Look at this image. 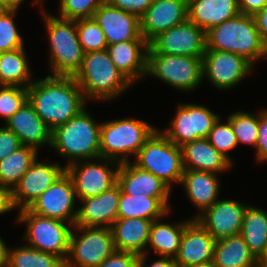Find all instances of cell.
<instances>
[{
  "label": "cell",
  "instance_id": "277c9868",
  "mask_svg": "<svg viewBox=\"0 0 267 267\" xmlns=\"http://www.w3.org/2000/svg\"><path fill=\"white\" fill-rule=\"evenodd\" d=\"M100 126L87 109L52 131L51 147L68 164L100 158Z\"/></svg>",
  "mask_w": 267,
  "mask_h": 267
},
{
  "label": "cell",
  "instance_id": "30bf717a",
  "mask_svg": "<svg viewBox=\"0 0 267 267\" xmlns=\"http://www.w3.org/2000/svg\"><path fill=\"white\" fill-rule=\"evenodd\" d=\"M73 230L80 231V234L77 235ZM114 251L111 228L74 225L65 267H97Z\"/></svg>",
  "mask_w": 267,
  "mask_h": 267
},
{
  "label": "cell",
  "instance_id": "7dc6e473",
  "mask_svg": "<svg viewBox=\"0 0 267 267\" xmlns=\"http://www.w3.org/2000/svg\"><path fill=\"white\" fill-rule=\"evenodd\" d=\"M16 209L12 189L0 185V215Z\"/></svg>",
  "mask_w": 267,
  "mask_h": 267
},
{
  "label": "cell",
  "instance_id": "836d02e7",
  "mask_svg": "<svg viewBox=\"0 0 267 267\" xmlns=\"http://www.w3.org/2000/svg\"><path fill=\"white\" fill-rule=\"evenodd\" d=\"M38 150L22 145L15 152L0 160V185L14 189L21 177L36 160Z\"/></svg>",
  "mask_w": 267,
  "mask_h": 267
},
{
  "label": "cell",
  "instance_id": "7c38bea8",
  "mask_svg": "<svg viewBox=\"0 0 267 267\" xmlns=\"http://www.w3.org/2000/svg\"><path fill=\"white\" fill-rule=\"evenodd\" d=\"M177 108L170 126L162 133L179 147L197 139L207 138L220 117L203 105L179 103Z\"/></svg>",
  "mask_w": 267,
  "mask_h": 267
},
{
  "label": "cell",
  "instance_id": "f907efd6",
  "mask_svg": "<svg viewBox=\"0 0 267 267\" xmlns=\"http://www.w3.org/2000/svg\"><path fill=\"white\" fill-rule=\"evenodd\" d=\"M23 1L24 0H0V9L18 10ZM33 1L35 4L41 3V0H33Z\"/></svg>",
  "mask_w": 267,
  "mask_h": 267
},
{
  "label": "cell",
  "instance_id": "44dd1931",
  "mask_svg": "<svg viewBox=\"0 0 267 267\" xmlns=\"http://www.w3.org/2000/svg\"><path fill=\"white\" fill-rule=\"evenodd\" d=\"M121 187L116 184L101 194L80 199L75 226H96L110 228L117 219Z\"/></svg>",
  "mask_w": 267,
  "mask_h": 267
},
{
  "label": "cell",
  "instance_id": "e0dca14e",
  "mask_svg": "<svg viewBox=\"0 0 267 267\" xmlns=\"http://www.w3.org/2000/svg\"><path fill=\"white\" fill-rule=\"evenodd\" d=\"M248 205L240 200H217L196 220L217 241L240 234L244 213Z\"/></svg>",
  "mask_w": 267,
  "mask_h": 267
},
{
  "label": "cell",
  "instance_id": "c3c4849f",
  "mask_svg": "<svg viewBox=\"0 0 267 267\" xmlns=\"http://www.w3.org/2000/svg\"><path fill=\"white\" fill-rule=\"evenodd\" d=\"M239 2L240 12L247 15H254L267 4V0H239Z\"/></svg>",
  "mask_w": 267,
  "mask_h": 267
},
{
  "label": "cell",
  "instance_id": "7a4b0ae2",
  "mask_svg": "<svg viewBox=\"0 0 267 267\" xmlns=\"http://www.w3.org/2000/svg\"><path fill=\"white\" fill-rule=\"evenodd\" d=\"M206 50L231 52L244 57L253 66L267 57L253 15L240 13L206 32Z\"/></svg>",
  "mask_w": 267,
  "mask_h": 267
},
{
  "label": "cell",
  "instance_id": "ac0fdd59",
  "mask_svg": "<svg viewBox=\"0 0 267 267\" xmlns=\"http://www.w3.org/2000/svg\"><path fill=\"white\" fill-rule=\"evenodd\" d=\"M187 18V0H154L140 17L141 35L150 43L160 33Z\"/></svg>",
  "mask_w": 267,
  "mask_h": 267
},
{
  "label": "cell",
  "instance_id": "6da1fadb",
  "mask_svg": "<svg viewBox=\"0 0 267 267\" xmlns=\"http://www.w3.org/2000/svg\"><path fill=\"white\" fill-rule=\"evenodd\" d=\"M28 101L38 116L53 131L79 114L88 102L71 76L47 75L28 87Z\"/></svg>",
  "mask_w": 267,
  "mask_h": 267
},
{
  "label": "cell",
  "instance_id": "5bb4252c",
  "mask_svg": "<svg viewBox=\"0 0 267 267\" xmlns=\"http://www.w3.org/2000/svg\"><path fill=\"white\" fill-rule=\"evenodd\" d=\"M76 198L72 180L64 172L28 209L38 215L68 222L74 226L78 213L75 209Z\"/></svg>",
  "mask_w": 267,
  "mask_h": 267
},
{
  "label": "cell",
  "instance_id": "f546056e",
  "mask_svg": "<svg viewBox=\"0 0 267 267\" xmlns=\"http://www.w3.org/2000/svg\"><path fill=\"white\" fill-rule=\"evenodd\" d=\"M256 262V257L240 234L215 242L212 263L216 267H255Z\"/></svg>",
  "mask_w": 267,
  "mask_h": 267
},
{
  "label": "cell",
  "instance_id": "f35d334b",
  "mask_svg": "<svg viewBox=\"0 0 267 267\" xmlns=\"http://www.w3.org/2000/svg\"><path fill=\"white\" fill-rule=\"evenodd\" d=\"M206 139L232 164H234L228 153L238 146V142L231 123L228 120L227 123H221L220 116L214 123L213 128Z\"/></svg>",
  "mask_w": 267,
  "mask_h": 267
},
{
  "label": "cell",
  "instance_id": "f1b7e54d",
  "mask_svg": "<svg viewBox=\"0 0 267 267\" xmlns=\"http://www.w3.org/2000/svg\"><path fill=\"white\" fill-rule=\"evenodd\" d=\"M169 198L147 197L145 195H128L122 190L118 205L117 219L143 218L157 220L168 215Z\"/></svg>",
  "mask_w": 267,
  "mask_h": 267
},
{
  "label": "cell",
  "instance_id": "9c48e42d",
  "mask_svg": "<svg viewBox=\"0 0 267 267\" xmlns=\"http://www.w3.org/2000/svg\"><path fill=\"white\" fill-rule=\"evenodd\" d=\"M203 57L147 53L146 75L177 90L193 91L203 81Z\"/></svg>",
  "mask_w": 267,
  "mask_h": 267
},
{
  "label": "cell",
  "instance_id": "83f0119b",
  "mask_svg": "<svg viewBox=\"0 0 267 267\" xmlns=\"http://www.w3.org/2000/svg\"><path fill=\"white\" fill-rule=\"evenodd\" d=\"M217 177V174L212 172L184 170L180 184L183 185L190 201L198 208V213L193 219L218 200L220 184Z\"/></svg>",
  "mask_w": 267,
  "mask_h": 267
},
{
  "label": "cell",
  "instance_id": "7402d4cb",
  "mask_svg": "<svg viewBox=\"0 0 267 267\" xmlns=\"http://www.w3.org/2000/svg\"><path fill=\"white\" fill-rule=\"evenodd\" d=\"M145 39L118 42L107 46V51L116 68L134 85L147 73V51Z\"/></svg>",
  "mask_w": 267,
  "mask_h": 267
},
{
  "label": "cell",
  "instance_id": "ba28073f",
  "mask_svg": "<svg viewBox=\"0 0 267 267\" xmlns=\"http://www.w3.org/2000/svg\"><path fill=\"white\" fill-rule=\"evenodd\" d=\"M16 222L26 224L23 236L28 241L26 245L66 260L73 228L71 223L38 215L28 208L19 210Z\"/></svg>",
  "mask_w": 267,
  "mask_h": 267
},
{
  "label": "cell",
  "instance_id": "8d00e7d4",
  "mask_svg": "<svg viewBox=\"0 0 267 267\" xmlns=\"http://www.w3.org/2000/svg\"><path fill=\"white\" fill-rule=\"evenodd\" d=\"M76 28L84 53L107 49L105 35L94 18L76 20Z\"/></svg>",
  "mask_w": 267,
  "mask_h": 267
},
{
  "label": "cell",
  "instance_id": "2e32d148",
  "mask_svg": "<svg viewBox=\"0 0 267 267\" xmlns=\"http://www.w3.org/2000/svg\"><path fill=\"white\" fill-rule=\"evenodd\" d=\"M64 172L65 167L60 163L42 162L36 158L12 190L15 207L19 210L28 208Z\"/></svg>",
  "mask_w": 267,
  "mask_h": 267
},
{
  "label": "cell",
  "instance_id": "d6986e66",
  "mask_svg": "<svg viewBox=\"0 0 267 267\" xmlns=\"http://www.w3.org/2000/svg\"><path fill=\"white\" fill-rule=\"evenodd\" d=\"M215 242L213 236L193 219L182 234L179 251L174 258L176 266L192 267L211 263Z\"/></svg>",
  "mask_w": 267,
  "mask_h": 267
},
{
  "label": "cell",
  "instance_id": "603a6c76",
  "mask_svg": "<svg viewBox=\"0 0 267 267\" xmlns=\"http://www.w3.org/2000/svg\"><path fill=\"white\" fill-rule=\"evenodd\" d=\"M19 138L22 145L39 149L51 147L52 130L38 116L34 106L27 101L5 124Z\"/></svg>",
  "mask_w": 267,
  "mask_h": 267
},
{
  "label": "cell",
  "instance_id": "1f68e13d",
  "mask_svg": "<svg viewBox=\"0 0 267 267\" xmlns=\"http://www.w3.org/2000/svg\"><path fill=\"white\" fill-rule=\"evenodd\" d=\"M24 47L0 52V85L27 88L34 80Z\"/></svg>",
  "mask_w": 267,
  "mask_h": 267
},
{
  "label": "cell",
  "instance_id": "db71d44e",
  "mask_svg": "<svg viewBox=\"0 0 267 267\" xmlns=\"http://www.w3.org/2000/svg\"><path fill=\"white\" fill-rule=\"evenodd\" d=\"M192 267H216V266L211 262L205 265H197V266H192Z\"/></svg>",
  "mask_w": 267,
  "mask_h": 267
},
{
  "label": "cell",
  "instance_id": "ee69618b",
  "mask_svg": "<svg viewBox=\"0 0 267 267\" xmlns=\"http://www.w3.org/2000/svg\"><path fill=\"white\" fill-rule=\"evenodd\" d=\"M105 2L140 18L154 0H105Z\"/></svg>",
  "mask_w": 267,
  "mask_h": 267
},
{
  "label": "cell",
  "instance_id": "b9f144b4",
  "mask_svg": "<svg viewBox=\"0 0 267 267\" xmlns=\"http://www.w3.org/2000/svg\"><path fill=\"white\" fill-rule=\"evenodd\" d=\"M139 255L115 250L97 267H139Z\"/></svg>",
  "mask_w": 267,
  "mask_h": 267
},
{
  "label": "cell",
  "instance_id": "f6af8a7d",
  "mask_svg": "<svg viewBox=\"0 0 267 267\" xmlns=\"http://www.w3.org/2000/svg\"><path fill=\"white\" fill-rule=\"evenodd\" d=\"M22 146L19 138L5 125L0 127V160Z\"/></svg>",
  "mask_w": 267,
  "mask_h": 267
},
{
  "label": "cell",
  "instance_id": "11a10c76",
  "mask_svg": "<svg viewBox=\"0 0 267 267\" xmlns=\"http://www.w3.org/2000/svg\"><path fill=\"white\" fill-rule=\"evenodd\" d=\"M255 267H267V263L257 261Z\"/></svg>",
  "mask_w": 267,
  "mask_h": 267
},
{
  "label": "cell",
  "instance_id": "4316f807",
  "mask_svg": "<svg viewBox=\"0 0 267 267\" xmlns=\"http://www.w3.org/2000/svg\"><path fill=\"white\" fill-rule=\"evenodd\" d=\"M153 221L143 218L116 219L110 227L115 250L139 256L145 254Z\"/></svg>",
  "mask_w": 267,
  "mask_h": 267
},
{
  "label": "cell",
  "instance_id": "4fadbf2b",
  "mask_svg": "<svg viewBox=\"0 0 267 267\" xmlns=\"http://www.w3.org/2000/svg\"><path fill=\"white\" fill-rule=\"evenodd\" d=\"M205 51L206 32L187 18L156 36L147 53L203 57Z\"/></svg>",
  "mask_w": 267,
  "mask_h": 267
},
{
  "label": "cell",
  "instance_id": "ffe728a7",
  "mask_svg": "<svg viewBox=\"0 0 267 267\" xmlns=\"http://www.w3.org/2000/svg\"><path fill=\"white\" fill-rule=\"evenodd\" d=\"M94 20L102 29L107 45L135 39H144L140 31V18L132 13L104 2L95 11Z\"/></svg>",
  "mask_w": 267,
  "mask_h": 267
},
{
  "label": "cell",
  "instance_id": "681fc988",
  "mask_svg": "<svg viewBox=\"0 0 267 267\" xmlns=\"http://www.w3.org/2000/svg\"><path fill=\"white\" fill-rule=\"evenodd\" d=\"M147 252L139 257V267H177L173 258L160 256L158 260H155L148 265L146 263Z\"/></svg>",
  "mask_w": 267,
  "mask_h": 267
},
{
  "label": "cell",
  "instance_id": "7bdbcfd3",
  "mask_svg": "<svg viewBox=\"0 0 267 267\" xmlns=\"http://www.w3.org/2000/svg\"><path fill=\"white\" fill-rule=\"evenodd\" d=\"M259 113V130L257 144L255 147L257 162L267 161V109Z\"/></svg>",
  "mask_w": 267,
  "mask_h": 267
},
{
  "label": "cell",
  "instance_id": "484cf974",
  "mask_svg": "<svg viewBox=\"0 0 267 267\" xmlns=\"http://www.w3.org/2000/svg\"><path fill=\"white\" fill-rule=\"evenodd\" d=\"M184 170L222 173L233 164L206 138L197 139L181 146Z\"/></svg>",
  "mask_w": 267,
  "mask_h": 267
},
{
  "label": "cell",
  "instance_id": "52a82bcc",
  "mask_svg": "<svg viewBox=\"0 0 267 267\" xmlns=\"http://www.w3.org/2000/svg\"><path fill=\"white\" fill-rule=\"evenodd\" d=\"M133 163L161 179L170 188L172 182L181 183L184 172L182 149L157 129L140 148Z\"/></svg>",
  "mask_w": 267,
  "mask_h": 267
},
{
  "label": "cell",
  "instance_id": "cb8c5ba5",
  "mask_svg": "<svg viewBox=\"0 0 267 267\" xmlns=\"http://www.w3.org/2000/svg\"><path fill=\"white\" fill-rule=\"evenodd\" d=\"M117 184L128 195H145L155 198H169L171 188L152 173L137 167L130 161L121 163L117 173Z\"/></svg>",
  "mask_w": 267,
  "mask_h": 267
},
{
  "label": "cell",
  "instance_id": "e575fe53",
  "mask_svg": "<svg viewBox=\"0 0 267 267\" xmlns=\"http://www.w3.org/2000/svg\"><path fill=\"white\" fill-rule=\"evenodd\" d=\"M8 267H65V261L58 255L24 245L9 248Z\"/></svg>",
  "mask_w": 267,
  "mask_h": 267
},
{
  "label": "cell",
  "instance_id": "4dcf8cb0",
  "mask_svg": "<svg viewBox=\"0 0 267 267\" xmlns=\"http://www.w3.org/2000/svg\"><path fill=\"white\" fill-rule=\"evenodd\" d=\"M161 219L163 218L153 221L147 247H152L151 249H153L158 256L174 259L178 254L184 229L193 218H189L177 224L165 223L162 222Z\"/></svg>",
  "mask_w": 267,
  "mask_h": 267
},
{
  "label": "cell",
  "instance_id": "d6a6232c",
  "mask_svg": "<svg viewBox=\"0 0 267 267\" xmlns=\"http://www.w3.org/2000/svg\"><path fill=\"white\" fill-rule=\"evenodd\" d=\"M240 235L244 238L250 252L258 259L267 244V211L248 205Z\"/></svg>",
  "mask_w": 267,
  "mask_h": 267
},
{
  "label": "cell",
  "instance_id": "3957f363",
  "mask_svg": "<svg viewBox=\"0 0 267 267\" xmlns=\"http://www.w3.org/2000/svg\"><path fill=\"white\" fill-rule=\"evenodd\" d=\"M73 78L87 101H109L132 86L116 68L107 50L85 53L81 67Z\"/></svg>",
  "mask_w": 267,
  "mask_h": 267
},
{
  "label": "cell",
  "instance_id": "9a60e30c",
  "mask_svg": "<svg viewBox=\"0 0 267 267\" xmlns=\"http://www.w3.org/2000/svg\"><path fill=\"white\" fill-rule=\"evenodd\" d=\"M203 78L220 90L232 89L252 70L244 57L231 52L206 50L203 55Z\"/></svg>",
  "mask_w": 267,
  "mask_h": 267
},
{
  "label": "cell",
  "instance_id": "5b68a950",
  "mask_svg": "<svg viewBox=\"0 0 267 267\" xmlns=\"http://www.w3.org/2000/svg\"><path fill=\"white\" fill-rule=\"evenodd\" d=\"M50 45L52 76L73 77L80 69L84 51L79 43L76 20L53 16L40 6Z\"/></svg>",
  "mask_w": 267,
  "mask_h": 267
},
{
  "label": "cell",
  "instance_id": "74e56055",
  "mask_svg": "<svg viewBox=\"0 0 267 267\" xmlns=\"http://www.w3.org/2000/svg\"><path fill=\"white\" fill-rule=\"evenodd\" d=\"M17 11L0 9V52L24 47V40L14 22Z\"/></svg>",
  "mask_w": 267,
  "mask_h": 267
},
{
  "label": "cell",
  "instance_id": "816d5d0a",
  "mask_svg": "<svg viewBox=\"0 0 267 267\" xmlns=\"http://www.w3.org/2000/svg\"><path fill=\"white\" fill-rule=\"evenodd\" d=\"M8 252L9 247L0 237V267H8Z\"/></svg>",
  "mask_w": 267,
  "mask_h": 267
},
{
  "label": "cell",
  "instance_id": "8fae6325",
  "mask_svg": "<svg viewBox=\"0 0 267 267\" xmlns=\"http://www.w3.org/2000/svg\"><path fill=\"white\" fill-rule=\"evenodd\" d=\"M95 161L97 162V159L81 160L65 166V172L72 180L78 200L97 196L117 184L120 163L102 157L98 158L100 163Z\"/></svg>",
  "mask_w": 267,
  "mask_h": 267
},
{
  "label": "cell",
  "instance_id": "8992f818",
  "mask_svg": "<svg viewBox=\"0 0 267 267\" xmlns=\"http://www.w3.org/2000/svg\"><path fill=\"white\" fill-rule=\"evenodd\" d=\"M149 123L132 118L101 123L100 157L126 163L128 155L136 156L145 141L156 130Z\"/></svg>",
  "mask_w": 267,
  "mask_h": 267
},
{
  "label": "cell",
  "instance_id": "ab89813d",
  "mask_svg": "<svg viewBox=\"0 0 267 267\" xmlns=\"http://www.w3.org/2000/svg\"><path fill=\"white\" fill-rule=\"evenodd\" d=\"M28 101L25 87L0 85V116L7 122Z\"/></svg>",
  "mask_w": 267,
  "mask_h": 267
},
{
  "label": "cell",
  "instance_id": "f5cc1de1",
  "mask_svg": "<svg viewBox=\"0 0 267 267\" xmlns=\"http://www.w3.org/2000/svg\"><path fill=\"white\" fill-rule=\"evenodd\" d=\"M257 261L263 262V263H267V244L265 246V249L263 251V253L261 254V256L257 259Z\"/></svg>",
  "mask_w": 267,
  "mask_h": 267
},
{
  "label": "cell",
  "instance_id": "d4e9b609",
  "mask_svg": "<svg viewBox=\"0 0 267 267\" xmlns=\"http://www.w3.org/2000/svg\"><path fill=\"white\" fill-rule=\"evenodd\" d=\"M188 19L205 32L239 15V0H187Z\"/></svg>",
  "mask_w": 267,
  "mask_h": 267
},
{
  "label": "cell",
  "instance_id": "bcb514c9",
  "mask_svg": "<svg viewBox=\"0 0 267 267\" xmlns=\"http://www.w3.org/2000/svg\"><path fill=\"white\" fill-rule=\"evenodd\" d=\"M253 17L259 31L260 39L267 48V4L256 12Z\"/></svg>",
  "mask_w": 267,
  "mask_h": 267
},
{
  "label": "cell",
  "instance_id": "d590c367",
  "mask_svg": "<svg viewBox=\"0 0 267 267\" xmlns=\"http://www.w3.org/2000/svg\"><path fill=\"white\" fill-rule=\"evenodd\" d=\"M227 120L231 123L238 145L240 143L256 147L258 130H259V114L236 111L228 116Z\"/></svg>",
  "mask_w": 267,
  "mask_h": 267
},
{
  "label": "cell",
  "instance_id": "60d3db41",
  "mask_svg": "<svg viewBox=\"0 0 267 267\" xmlns=\"http://www.w3.org/2000/svg\"><path fill=\"white\" fill-rule=\"evenodd\" d=\"M60 18L79 20L93 18L95 11L105 0H60Z\"/></svg>",
  "mask_w": 267,
  "mask_h": 267
}]
</instances>
